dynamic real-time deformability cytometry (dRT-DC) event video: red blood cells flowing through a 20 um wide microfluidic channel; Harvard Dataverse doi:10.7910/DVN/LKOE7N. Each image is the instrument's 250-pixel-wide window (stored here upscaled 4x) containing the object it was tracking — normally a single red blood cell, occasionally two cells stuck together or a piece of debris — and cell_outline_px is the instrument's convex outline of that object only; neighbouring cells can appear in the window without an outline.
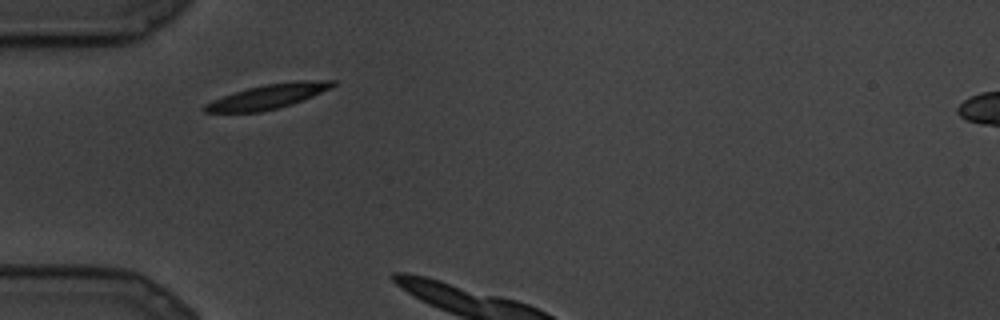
{"species": "common noctule bat (a hibernating species)", "species_latin": "Nyctalus noctula", "temperature_condition": "cold", "stored_images_in_passage": 3, "camera_frame_rate_fps": 3000, "um_per_image_px": 0.085, "animal": {"sex": "male", "body_mass_g": 19.5, "forearm_length_mm": 54.6}, "frame": {"image": 1, "passage_image": 1, "time_ms": 0.0, "image_size_px": [1000, 320], "cell_outline_px": [[336, 84], [332, 88], [292, 104], [260, 112], [204, 112], [200, 108], [204, 104], [212, 100], [248, 88], [264, 84], [300, 80], [336, 80]], "centroid_in_image_um": [22.79, 8.19], "position_along_channel_um": 62.2, "area_um2": 18.21}}